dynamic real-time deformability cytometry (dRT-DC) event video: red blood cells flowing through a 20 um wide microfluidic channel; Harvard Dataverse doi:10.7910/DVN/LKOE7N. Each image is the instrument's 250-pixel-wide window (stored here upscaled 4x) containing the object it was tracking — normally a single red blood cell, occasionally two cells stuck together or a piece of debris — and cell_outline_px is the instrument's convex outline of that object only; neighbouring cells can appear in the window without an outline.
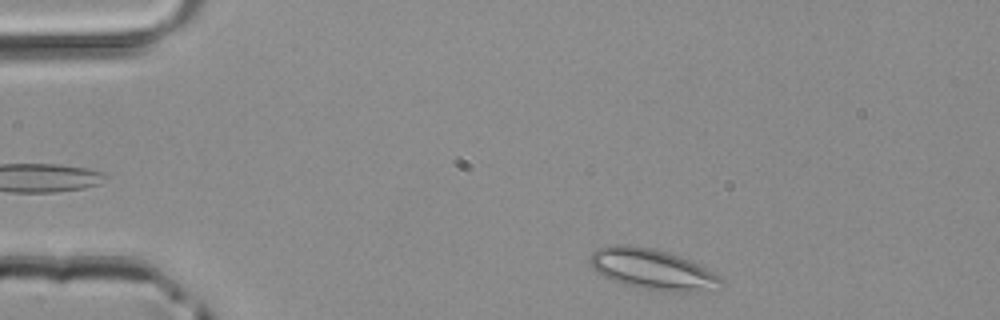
{"species": "common noctule bat (a hibernating species)", "species_latin": "Nyctalus noctula", "temperature_condition": "room temperature", "stored_images_in_passage": 41, "camera_frame_rate_fps": 3000, "um_per_image_px": 0.085, "animal": {"sex": "male", "body_mass_g": 20.4}, "frame": {"image": 1, "passage_image": 1, "time_ms": 0.0, "image_size_px": [1000, 320], "cell_outline_px": [[724, 284], [708, 288], [688, 292], [668, 292], [644, 288], [624, 284], [604, 276], [596, 272], [592, 268], [588, 260], [592, 252], [596, 248], [612, 244], [628, 244], [652, 248], [668, 252], [680, 256], [720, 276], [724, 280]], "centroid_in_image_um": [55.37, 22.86], "position_along_channel_um": 29.6, "area_um2": 30.75}}
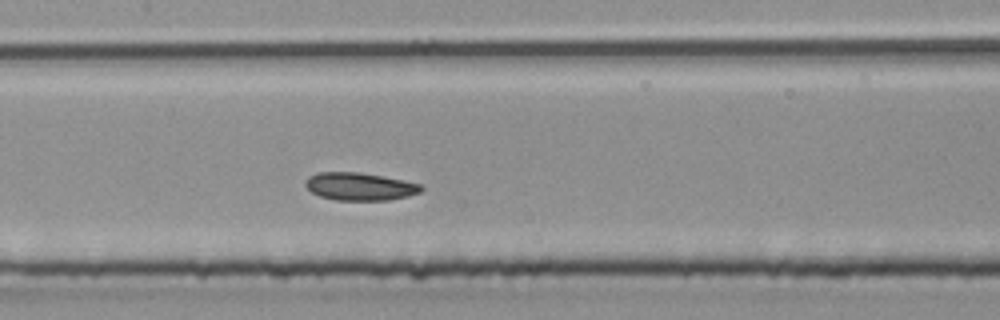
{"frame": {"image": 2, "passage_image": 16, "time_ms": 5.0, "image_size_px": [1000, 320], "cell_outline_px": [[424, 188], [420, 192], [408, 196], [388, 200], [336, 200], [320, 196], [312, 192], [304, 184], [308, 176], [316, 172], [360, 172], [384, 176], [424, 184]], "centroid_in_image_um": [30.61, 15.84], "position_along_channel_um": 176.8, "area_um2": 18.9}}
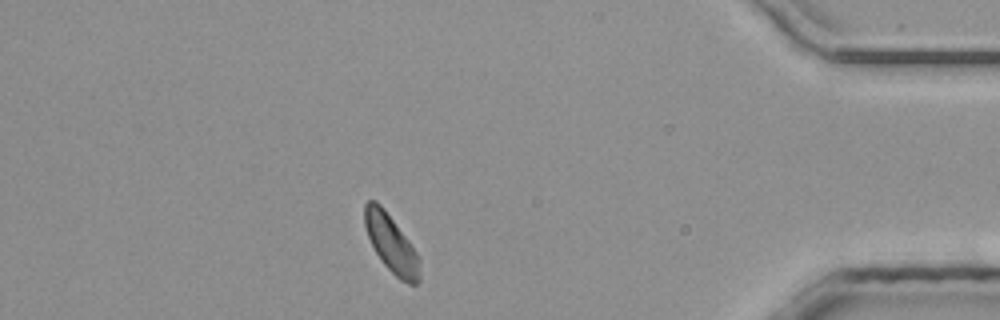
{"frame": {"image": 3, "passage_image": 35, "time_ms": 11.333, "image_size_px": [1000, 320], "cell_outline_px": [[420, 280], [416, 284], [408, 284], [400, 280], [380, 260], [368, 236], [364, 224], [364, 204], [368, 200], [376, 200], [384, 208], [408, 240], [416, 252], [420, 260]], "centroid_in_image_um": [33.25, 20.71], "position_along_channel_um": 401.9, "area_um2": 18.38}}